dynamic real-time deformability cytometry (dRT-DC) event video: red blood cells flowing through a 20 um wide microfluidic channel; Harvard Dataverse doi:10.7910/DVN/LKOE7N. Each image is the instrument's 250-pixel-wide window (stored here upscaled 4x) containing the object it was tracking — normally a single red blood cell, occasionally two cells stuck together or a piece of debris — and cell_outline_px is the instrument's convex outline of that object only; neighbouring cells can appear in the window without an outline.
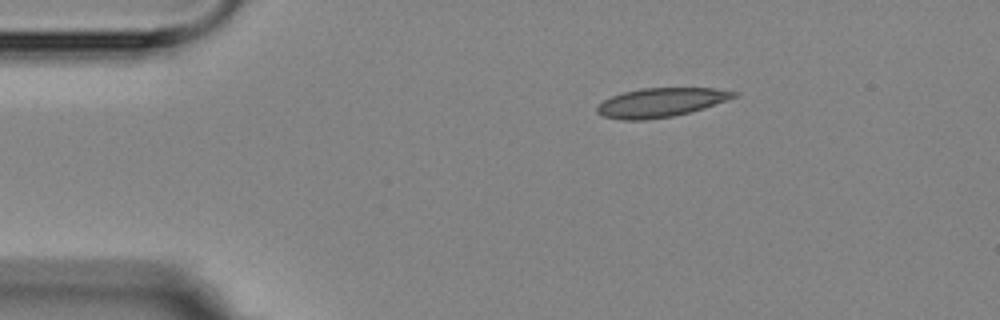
{"species": "Egyptian fruit bat (a non-hibernating species)", "species_latin": "Rousettus aegyptiacus", "temperature_condition": "room temperature", "stored_images_in_passage": 2, "camera_frame_rate_fps": 3000, "um_per_image_px": 0.085, "animal": {"sex": "female"}, "frame": {"image": 1, "passage_image": 1, "time_ms": 0.0, "image_size_px": [1000, 320], "cell_outline_px": [[740, 96], [704, 108], [672, 116], [648, 120], [620, 120], [604, 116], [596, 112], [596, 108], [604, 100], [612, 96], [624, 92], [640, 88], [716, 88], [740, 92]], "centroid_in_image_um": [56.22, 8.7], "position_along_channel_um": 28.8, "area_um2": 23.24}}